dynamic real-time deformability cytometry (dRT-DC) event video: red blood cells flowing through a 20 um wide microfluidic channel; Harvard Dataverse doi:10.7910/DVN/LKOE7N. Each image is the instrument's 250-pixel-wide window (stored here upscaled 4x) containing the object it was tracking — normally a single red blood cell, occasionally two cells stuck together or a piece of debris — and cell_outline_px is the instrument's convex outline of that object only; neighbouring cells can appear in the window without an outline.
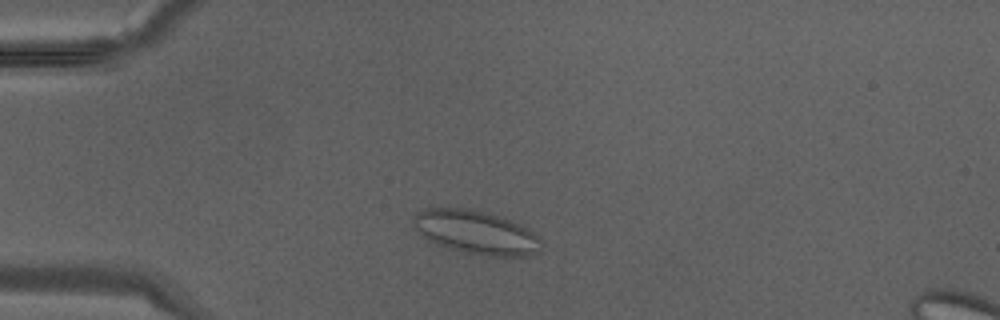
{"species": "Egyptian fruit bat (a non-hibernating species)", "species_latin": "Rousettus aegyptiacus", "temperature_condition": "warm", "stored_images_in_passage": 27, "camera_frame_rate_fps": 3000, "um_per_image_px": 0.085, "animal": {"sex": "male"}, "frame": {"image": 1, "passage_image": 5, "time_ms": 1.333, "image_size_px": [1000, 320], "cell_outline_px": [[540, 240], [536, 252], [524, 256], [484, 256], [464, 252], [448, 248], [428, 240], [420, 236], [412, 224], [412, 216], [416, 212], [424, 208], [468, 208], [512, 220], [520, 224], [540, 236]], "centroid_in_image_um": [40.38, 19.73], "position_along_channel_um": 44.6, "area_um2": 32.48}}
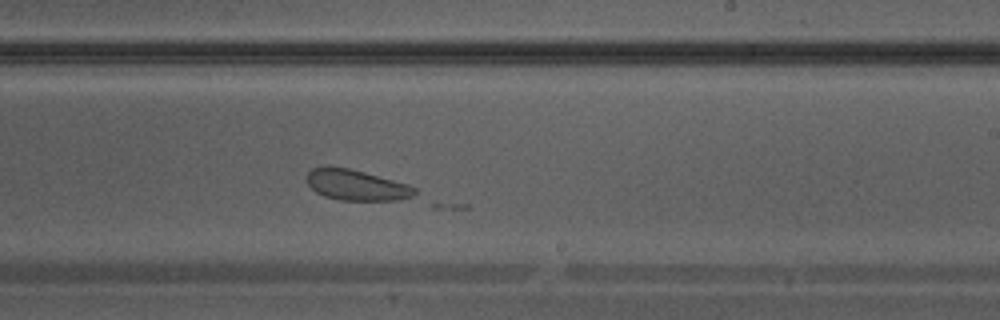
{"frame": {"image": 2, "passage_image": 19, "time_ms": 6.0, "image_size_px": [1000, 320], "cell_outline_px": [[416, 192], [412, 196], [400, 200], [340, 200], [324, 196], [316, 192], [308, 184], [308, 172], [312, 168], [328, 164], [348, 168], [364, 172], [408, 184], [416, 188]], "centroid_in_image_um": [30.26, 15.71], "position_along_channel_um": 258.7, "area_um2": 19.36}}
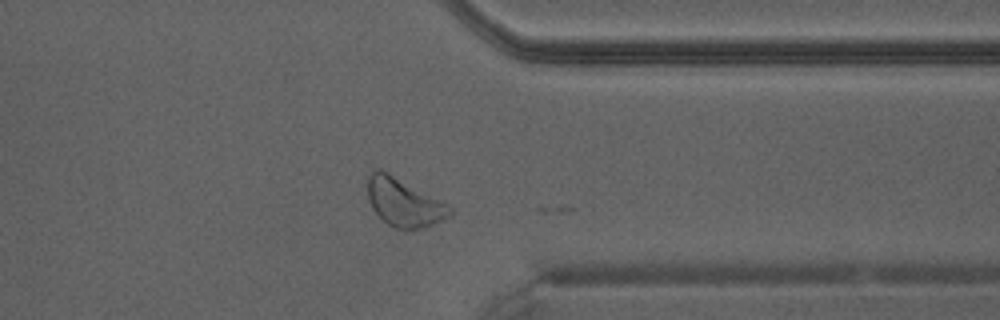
{"frame": {"image": 3, "passage_image": 26, "time_ms": 8.333, "image_size_px": [1000, 320], "cell_outline_px": [[452, 216], [432, 224], [420, 228], [404, 232], [388, 224], [372, 208], [368, 200], [368, 176], [376, 168], [380, 168], [388, 172], [448, 204], [452, 208]], "centroid_in_image_um": [34.34, 17.22], "position_along_channel_um": 377.1, "area_um2": 23.12}}